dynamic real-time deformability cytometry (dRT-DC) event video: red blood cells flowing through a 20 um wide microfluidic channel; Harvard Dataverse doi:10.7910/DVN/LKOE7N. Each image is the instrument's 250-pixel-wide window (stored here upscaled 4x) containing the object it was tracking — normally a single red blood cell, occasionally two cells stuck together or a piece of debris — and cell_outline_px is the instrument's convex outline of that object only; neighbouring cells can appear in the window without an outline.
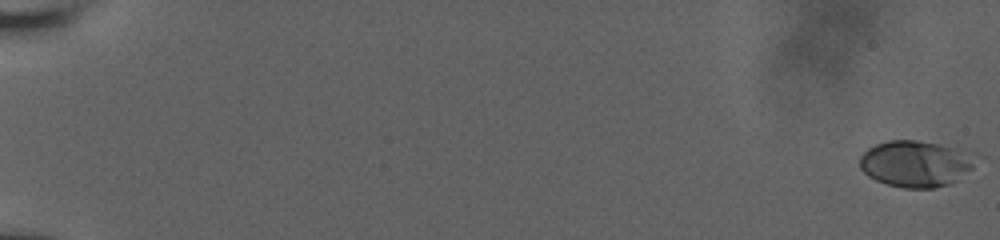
{"species": "human", "species_latin": "Homo sapiens", "temperature_condition": "room temperature", "stored_images_in_passage": 26, "camera_frame_rate_fps": 3000, "um_per_image_px": 0.085, "donor": {"sex": "male"}, "frame": {"image": 1, "passage_image": 1, "time_ms": 0.0, "image_size_px": [1000, 240], "cell_outline_px": [[972, 168], [956, 180], [948, 184], [932, 188], [904, 188], [888, 184], [876, 180], [868, 176], [860, 168], [860, 156], [868, 148], [876, 144], [888, 140], [916, 140], [936, 144], [972, 152]], "centroid_in_image_um": [77.77, 13.91], "position_along_channel_um": 7.2, "area_um2": 30.81}}
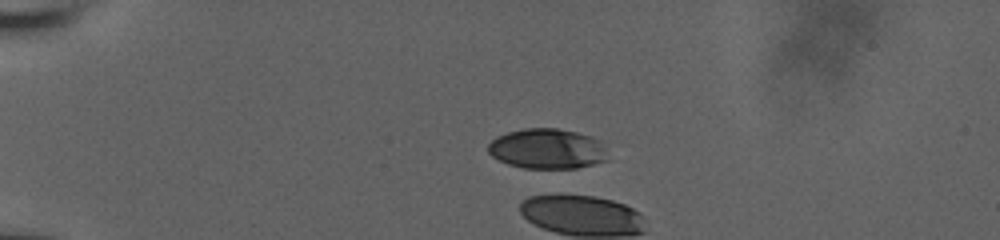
{"frame": {"image": 2, "passage_image": 16, "time_ms": 5.0, "image_size_px": [1000, 240], "cell_outline_px": [[608, 160], [576, 168], [524, 168], [508, 164], [492, 156], [488, 152], [488, 144], [496, 136], [508, 132], [524, 128], [556, 128], [576, 132], [592, 136], [600, 140], [604, 148]], "centroid_in_image_um": [46.5, 12.64], "position_along_channel_um": 38.5, "area_um2": 27.98}}